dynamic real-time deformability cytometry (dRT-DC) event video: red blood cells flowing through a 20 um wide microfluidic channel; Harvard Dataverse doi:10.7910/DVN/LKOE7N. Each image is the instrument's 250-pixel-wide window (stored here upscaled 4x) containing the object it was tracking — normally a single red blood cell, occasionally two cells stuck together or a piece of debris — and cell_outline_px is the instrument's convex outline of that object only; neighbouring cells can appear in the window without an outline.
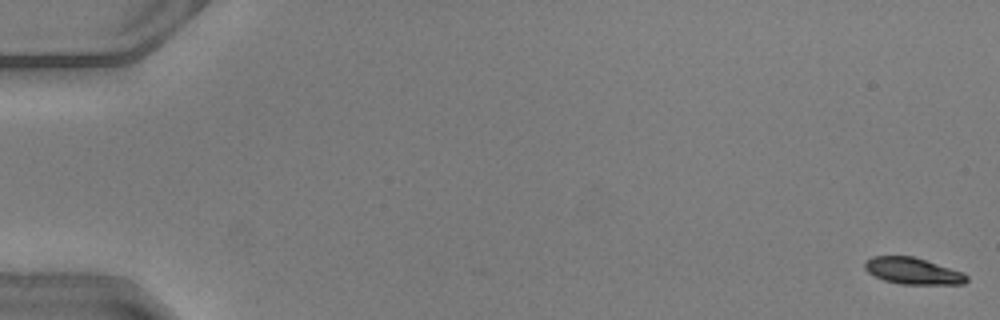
{"species": "common noctule bat (a hibernating species)", "species_latin": "Nyctalus noctula", "temperature_condition": "warm", "stored_images_in_passage": 51, "camera_frame_rate_fps": 3000, "um_per_image_px": 0.085, "animal": {"sex": "male", "body_mass_g": 20.5, "forearm_length_mm": 52.5}, "frame": {"image": 1, "passage_image": 1, "time_ms": 0.0, "image_size_px": [1000, 320], "cell_outline_px": [[968, 280], [964, 284], [900, 284], [884, 280], [868, 272], [864, 268], [864, 264], [872, 256], [912, 256], [964, 272], [968, 276]], "centroid_in_image_um": [77.62, 23.04], "position_along_channel_um": 7.4, "area_um2": 15.66}}
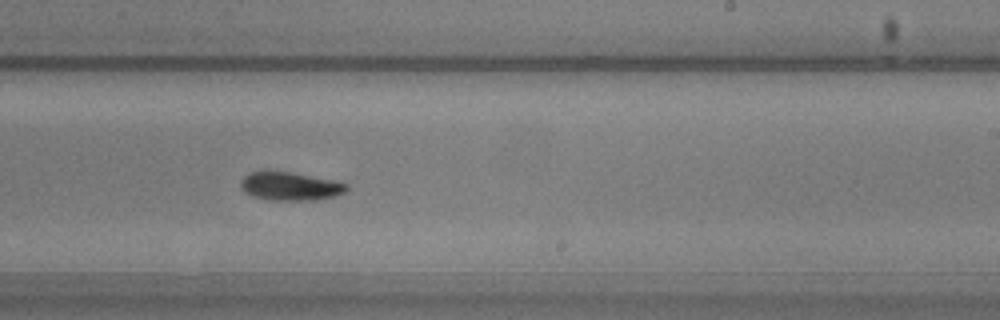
{"frame": {"image": 2, "passage_image": 32, "time_ms": 10.333, "image_size_px": [1000, 320], "cell_outline_px": [[348, 188], [344, 192], [336, 196], [316, 200], [268, 200], [252, 196], [244, 192], [240, 188], [240, 180], [244, 176], [252, 172], [264, 168], [268, 168], [332, 180], [348, 184]], "centroid_in_image_um": [24.59, 15.81], "position_along_channel_um": 264.4, "area_um2": 17.98}}
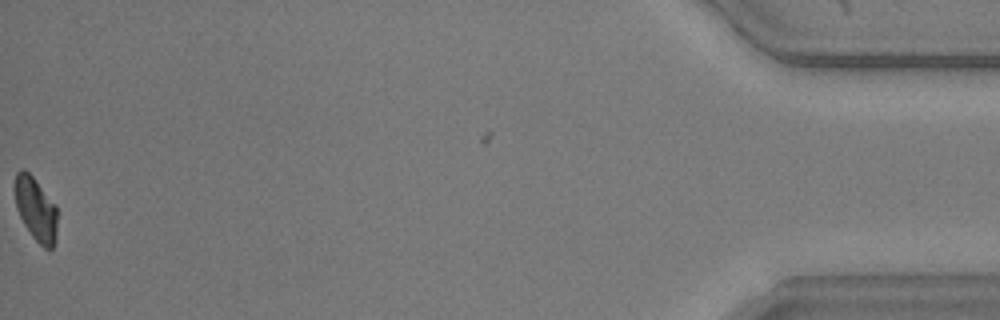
{"frame": {"image": 3, "passage_image": 51, "time_ms": 16.667, "image_size_px": [1000, 320], "cell_outline_px": [[56, 236], [52, 248], [48, 252], [32, 236], [24, 224], [16, 208], [16, 172], [20, 168], [24, 168], [32, 176], [56, 204]], "centroid_in_image_um": [3.06, 17.79], "position_along_channel_um": 432.1, "area_um2": 15.55}, "authors_computed_cell_mechanics": {"area_um2": 17.2244, "velocity_mm_per_s": 4.1114, "shape_relaxation_time_tau1_ms": 2.2659, "shape_relaxation_time_tau2_ms": null, "deformation_change_tau1": 0.1281, "deformation_change_tau2": null}}